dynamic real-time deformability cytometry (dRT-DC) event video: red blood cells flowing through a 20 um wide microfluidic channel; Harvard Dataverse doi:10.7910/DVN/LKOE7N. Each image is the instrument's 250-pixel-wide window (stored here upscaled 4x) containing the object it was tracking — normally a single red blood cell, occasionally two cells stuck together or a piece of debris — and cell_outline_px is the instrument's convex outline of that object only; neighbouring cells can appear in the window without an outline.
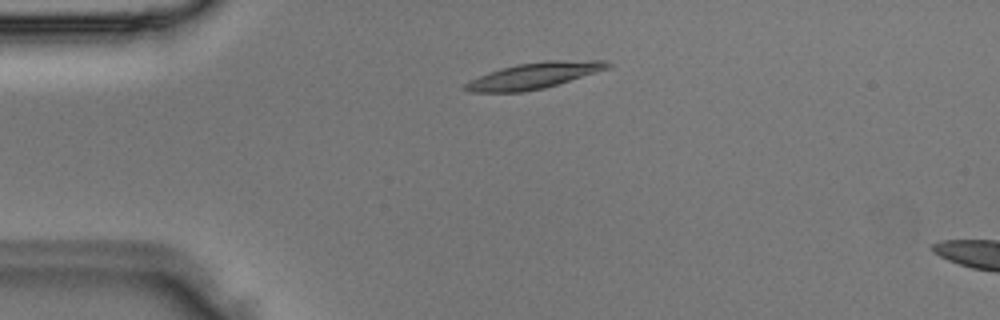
{"species": "Egyptian fruit bat (a non-hibernating species)", "species_latin": "Rousettus aegyptiacus", "temperature_condition": "room temperature", "stored_images_in_passage": 3, "camera_frame_rate_fps": 3000, "um_per_image_px": 0.085, "animal": {"sex": "male"}, "frame": {"image": 1, "passage_image": 3, "time_ms": 0.667, "image_size_px": [1000, 320], "cell_outline_px": [[612, 64], [608, 68], [596, 72], [544, 88], [520, 92], [468, 92], [460, 88], [464, 84], [488, 72], [516, 64], [548, 60], [604, 60]], "centroid_in_image_um": [45.36, 6.42], "position_along_channel_um": 39.6, "area_um2": 21.44}}